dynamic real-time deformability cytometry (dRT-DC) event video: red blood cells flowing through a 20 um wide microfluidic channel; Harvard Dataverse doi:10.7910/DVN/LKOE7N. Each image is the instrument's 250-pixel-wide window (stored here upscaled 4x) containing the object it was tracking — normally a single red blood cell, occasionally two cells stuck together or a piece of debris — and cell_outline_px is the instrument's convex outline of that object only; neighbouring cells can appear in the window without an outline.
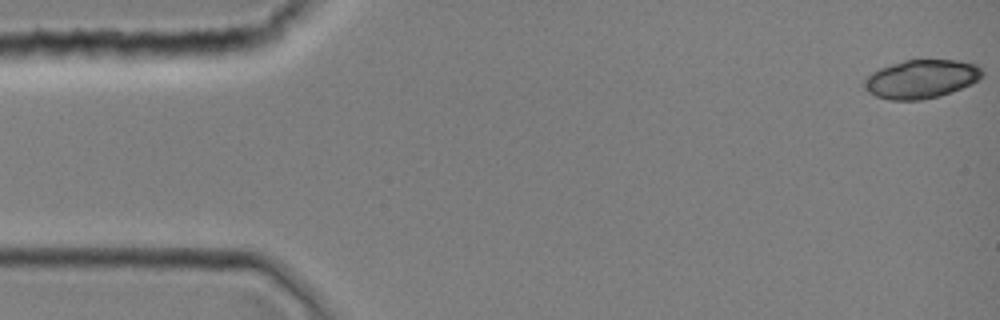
{"species": "common noctule bat (a hibernating species)", "species_latin": "Nyctalus noctula", "temperature_condition": "room temperature", "stored_images_in_passage": 11, "camera_frame_rate_fps": 3000, "um_per_image_px": 0.085, "animal": {"sex": "female", "body_mass_g": 19.0, "forearm_length_mm": 51.5}, "frame": {"image": 1, "passage_image": 1, "time_ms": 0.0, "image_size_px": [1000, 320], "cell_outline_px": [[984, 72], [972, 84], [940, 96], [920, 100], [888, 100], [876, 96], [868, 92], [864, 88], [864, 80], [872, 72], [880, 68], [904, 60], [956, 60], [976, 64]], "centroid_in_image_um": [78.28, 6.72], "position_along_channel_um": 6.7, "area_um2": 26.41}}
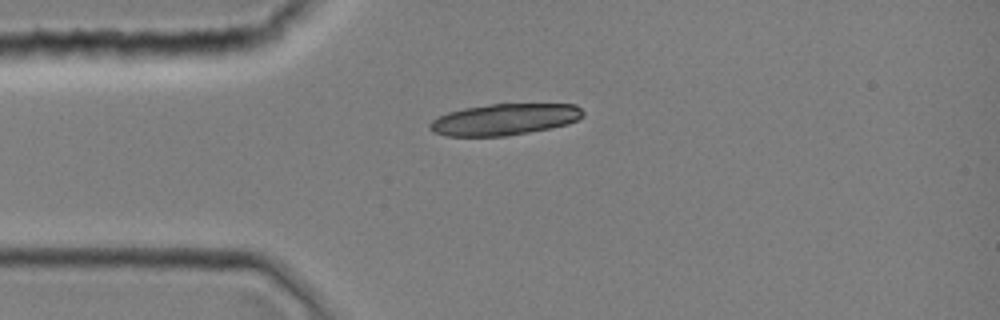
{"frame": {"image": 2, "passage_image": 10, "time_ms": 3.0, "image_size_px": [1000, 320], "cell_outline_px": [[584, 116], [568, 124], [552, 128], [504, 136], [444, 136], [432, 132], [428, 128], [428, 124], [432, 120], [448, 112], [464, 108], [492, 104], [576, 104], [584, 112]], "centroid_in_image_um": [42.87, 10.15], "position_along_channel_um": 42.1, "area_um2": 28.09}}